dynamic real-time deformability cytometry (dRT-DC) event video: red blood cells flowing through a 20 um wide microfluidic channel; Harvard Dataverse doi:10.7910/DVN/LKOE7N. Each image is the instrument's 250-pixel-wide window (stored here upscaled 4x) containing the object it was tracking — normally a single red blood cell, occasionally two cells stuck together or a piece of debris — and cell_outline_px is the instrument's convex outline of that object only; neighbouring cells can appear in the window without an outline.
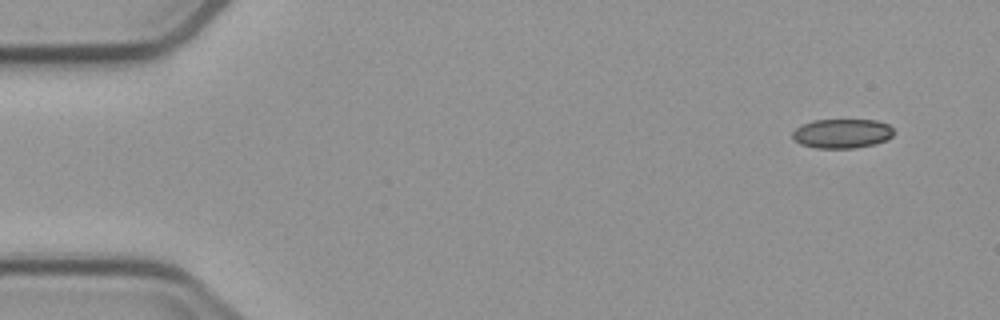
{"species": "common noctule bat (a hibernating species)", "species_latin": "Nyctalus noctula", "temperature_condition": "cold", "stored_images_in_passage": 5, "camera_frame_rate_fps": 3000, "um_per_image_px": 0.085, "animal": {"sex": "male", "body_mass_g": 23.1, "forearm_length_mm": 52.7}, "frame": {"image": 1, "passage_image": 1, "time_ms": 0.0, "image_size_px": [1000, 320], "cell_outline_px": [[896, 132], [892, 136], [876, 144], [856, 148], [816, 148], [800, 144], [792, 140], [792, 132], [800, 124], [812, 120], [876, 120], [888, 124]], "centroid_in_image_um": [71.55, 11.35], "position_along_channel_um": 13.5, "area_um2": 17.57}}